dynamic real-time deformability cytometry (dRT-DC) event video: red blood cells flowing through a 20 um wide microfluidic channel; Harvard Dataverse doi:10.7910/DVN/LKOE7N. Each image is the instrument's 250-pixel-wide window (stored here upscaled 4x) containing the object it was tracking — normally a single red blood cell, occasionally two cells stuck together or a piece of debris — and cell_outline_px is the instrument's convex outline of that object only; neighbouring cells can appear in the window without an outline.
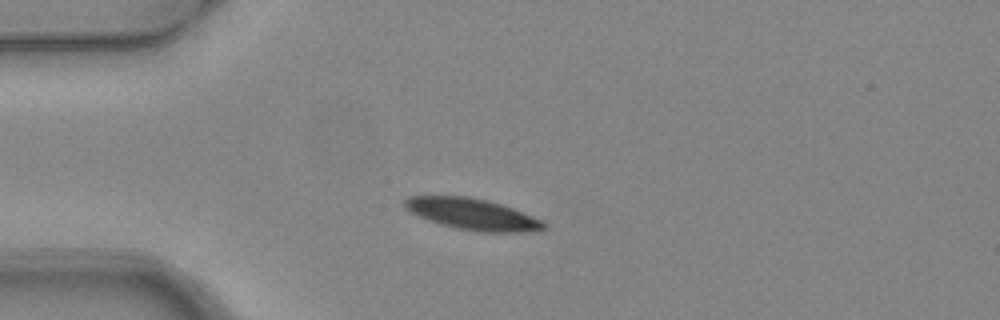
{"species": "common noctule bat (a hibernating species)", "species_latin": "Nyctalus noctula", "temperature_condition": "warm", "stored_images_in_passage": 1, "camera_frame_rate_fps": 3000, "um_per_image_px": 0.085, "animal": {"sex": "female", "body_mass_g": 24.6, "forearm_length_mm": 56.2}, "frame": {"image": 1, "passage_image": 1, "time_ms": 0.0, "image_size_px": [1000, 320], "cell_outline_px": [[548, 228], [520, 232], [476, 232], [456, 228], [440, 224], [428, 220], [404, 208], [404, 200], [408, 196], [468, 196], [488, 200], [504, 204], [544, 220], [548, 224]], "centroid_in_image_um": [40.21, 18.2], "position_along_channel_um": 44.8, "area_um2": 25.66}}